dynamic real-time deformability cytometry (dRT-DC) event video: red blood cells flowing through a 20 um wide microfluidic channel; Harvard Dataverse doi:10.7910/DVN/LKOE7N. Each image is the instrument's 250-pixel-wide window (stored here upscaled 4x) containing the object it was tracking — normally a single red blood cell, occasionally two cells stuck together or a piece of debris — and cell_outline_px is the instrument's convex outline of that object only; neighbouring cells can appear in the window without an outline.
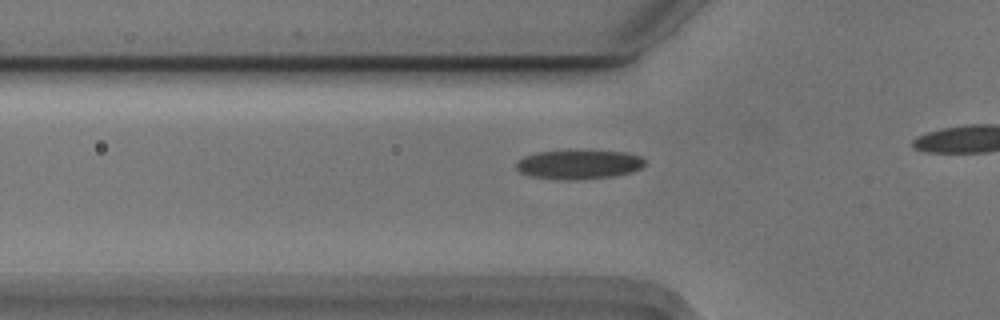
{"species": "Egyptian fruit bat (a non-hibernating species)", "species_latin": "Rousettus aegyptiacus", "temperature_condition": "cold", "stored_images_in_passage": 12, "camera_frame_rate_fps": 3000, "um_per_image_px": 0.085, "animal": {"sex": "male"}, "frame": {"image": 1, "passage_image": 6, "time_ms": 1.667, "image_size_px": [1000, 320], "cell_outline_px": [[644, 164], [640, 168], [632, 172], [612, 176], [576, 180], [568, 180], [532, 176], [520, 172], [516, 168], [516, 160], [524, 156], [536, 152], [576, 148], [624, 152], [640, 156], [644, 160]], "centroid_in_image_um": [49.17, 13.93], "position_along_channel_um": 76.6, "area_um2": 22.54}}
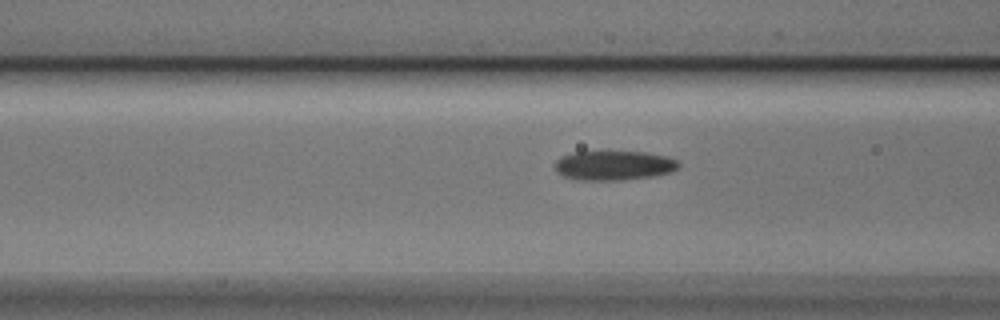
{"frame": {"image": 2, "passage_image": 9, "time_ms": 2.667, "image_size_px": [1000, 320], "cell_outline_px": [[680, 164], [672, 172], [652, 176], [624, 180], [584, 180], [564, 176], [556, 172], [556, 160], [564, 156], [576, 152], [644, 152], [668, 156], [676, 160]], "centroid_in_image_um": [52.22, 14.07], "position_along_channel_um": 114.4, "area_um2": 20.98}}